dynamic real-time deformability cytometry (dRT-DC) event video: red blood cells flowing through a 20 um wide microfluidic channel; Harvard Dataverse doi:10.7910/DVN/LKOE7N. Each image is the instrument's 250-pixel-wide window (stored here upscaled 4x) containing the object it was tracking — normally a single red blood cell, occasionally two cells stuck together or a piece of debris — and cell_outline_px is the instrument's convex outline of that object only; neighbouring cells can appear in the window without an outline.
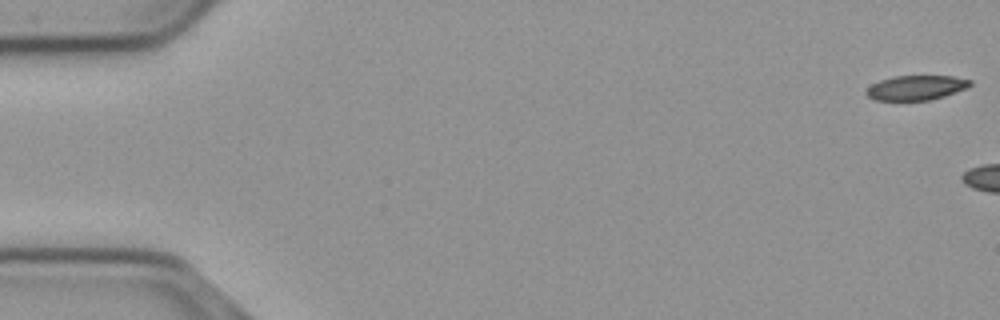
{"species": "common noctule bat (a hibernating species)", "species_latin": "Nyctalus noctula", "temperature_condition": "cold", "stored_images_in_passage": 5, "camera_frame_rate_fps": 3000, "um_per_image_px": 0.085, "animal": {"sex": "male", "body_mass_g": 23.1, "forearm_length_mm": 52.7}, "frame": {"image": 1, "passage_image": 1, "time_ms": 0.0, "image_size_px": [1000, 320], "cell_outline_px": [[972, 84], [968, 88], [944, 96], [928, 100], [876, 100], [868, 96], [864, 92], [872, 84], [880, 80], [892, 76], [952, 76], [972, 80]], "centroid_in_image_um": [77.89, 7.45], "position_along_channel_um": 7.1, "area_um2": 14.91}}